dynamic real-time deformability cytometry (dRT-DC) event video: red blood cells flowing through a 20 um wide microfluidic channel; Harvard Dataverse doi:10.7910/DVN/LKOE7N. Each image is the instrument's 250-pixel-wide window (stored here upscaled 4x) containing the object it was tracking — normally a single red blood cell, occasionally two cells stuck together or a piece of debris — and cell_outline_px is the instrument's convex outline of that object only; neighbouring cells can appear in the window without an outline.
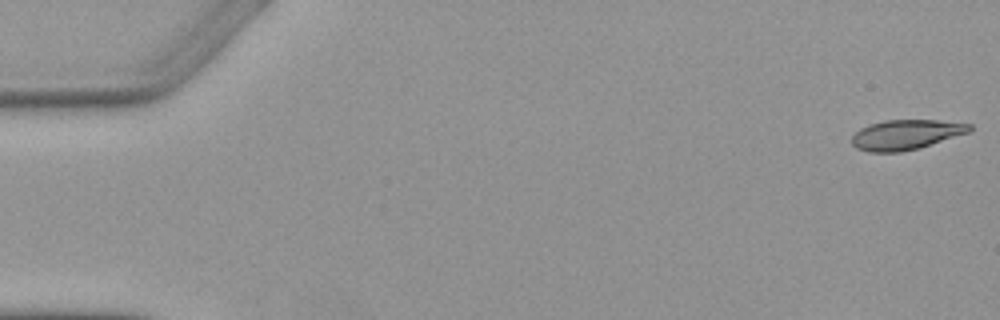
{"species": "Egyptian fruit bat (a non-hibernating species)", "species_latin": "Rousettus aegyptiacus", "temperature_condition": "warm", "stored_images_in_passage": 5, "camera_frame_rate_fps": 3000, "um_per_image_px": 0.085, "animal": {"sex": "female"}, "frame": {"image": 1, "passage_image": 1, "time_ms": 0.0, "image_size_px": [1000, 320], "cell_outline_px": [[972, 128], [968, 132], [920, 148], [900, 152], [868, 152], [856, 148], [852, 144], [852, 136], [860, 128], [884, 120], [936, 120], [972, 124]], "centroid_in_image_um": [76.98, 11.45], "position_along_channel_um": 8.0, "area_um2": 20.4}}